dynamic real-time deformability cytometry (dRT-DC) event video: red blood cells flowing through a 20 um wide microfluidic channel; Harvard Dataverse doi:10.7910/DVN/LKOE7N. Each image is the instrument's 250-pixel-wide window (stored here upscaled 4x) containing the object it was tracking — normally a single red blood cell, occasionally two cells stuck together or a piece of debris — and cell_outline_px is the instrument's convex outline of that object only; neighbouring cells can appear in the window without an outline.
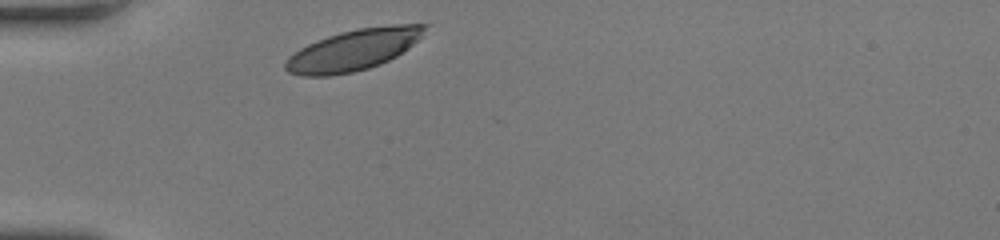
{"species": "human", "species_latin": "Homo sapiens", "temperature_condition": "room temperature", "stored_images_in_passage": 30, "camera_frame_rate_fps": 3000, "um_per_image_px": 0.085, "donor": {"sex": "female"}, "frame": {"image": 1, "passage_image": 1, "time_ms": 0.0, "image_size_px": [1000, 240], "cell_outline_px": [[432, 24], [408, 48], [396, 56], [380, 64], [368, 68], [352, 72], [328, 76], [300, 76], [288, 72], [284, 68], [284, 64], [288, 56], [300, 48], [308, 44], [328, 36], [340, 32], [360, 28], [392, 24]], "centroid_in_image_um": [30.03, 4.24], "position_along_channel_um": 55.0, "area_um2": 33.23}}
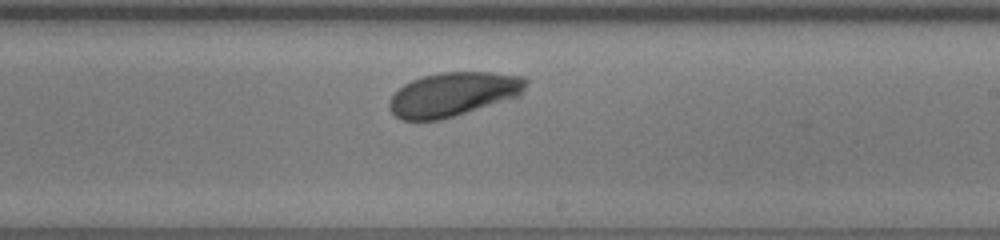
{"frame": {"image": 2, "passage_image": 18, "time_ms": 5.667, "image_size_px": [1000, 240], "cell_outline_px": [[528, 84], [520, 96], [440, 120], [400, 120], [388, 108], [388, 100], [404, 84], [412, 80], [424, 76], [444, 72], [492, 72], [524, 76], [528, 80]], "centroid_in_image_um": [38.54, 8.01], "position_along_channel_um": 250.5, "area_um2": 35.03}}
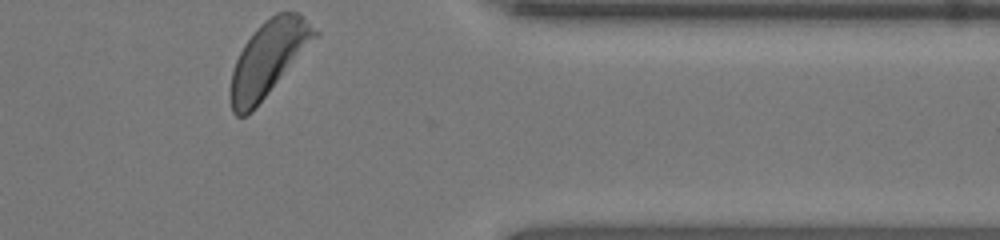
{"frame": {"image": 3, "passage_image": 30, "time_ms": 9.667, "image_size_px": [1000, 240], "cell_outline_px": [[320, 32], [252, 112], [244, 116], [236, 116], [232, 112], [228, 96], [228, 92], [232, 72], [236, 60], [244, 44], [256, 28], [264, 20], [276, 12], [296, 12], [304, 16]], "centroid_in_image_um": [22.76, 4.98], "position_along_channel_um": 388.6, "area_um2": 36.47}, "authors_computed_cell_mechanics": {"area_um2": 34.8823, "velocity_mm_per_s": 3.7406, "shape_relaxation_time_tau1_ms": 2.5636, "shape_relaxation_time_tau2_ms": null, "deformation_change_tau1": 0.1349, "deformation_change_tau2": null}}